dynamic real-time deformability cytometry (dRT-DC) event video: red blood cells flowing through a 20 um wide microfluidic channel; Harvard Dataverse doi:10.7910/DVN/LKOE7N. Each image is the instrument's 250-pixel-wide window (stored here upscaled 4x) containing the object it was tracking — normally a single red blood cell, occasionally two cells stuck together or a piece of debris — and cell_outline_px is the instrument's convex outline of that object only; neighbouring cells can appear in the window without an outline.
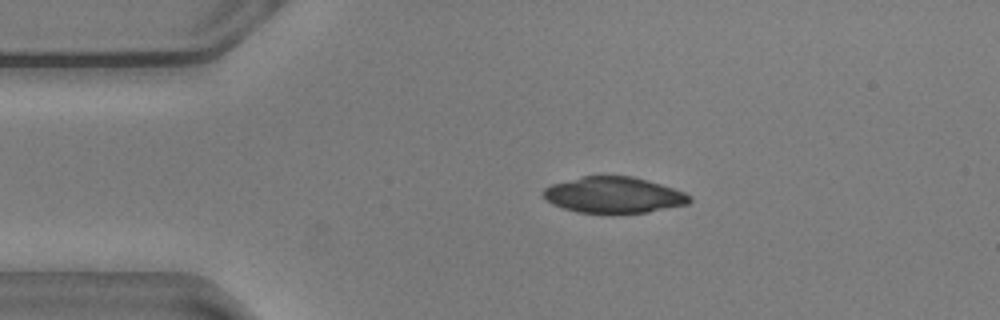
{"species": "common noctule bat (a hibernating species)", "species_latin": "Nyctalus noctula", "temperature_condition": "warm", "stored_images_in_passage": 12, "camera_frame_rate_fps": 3000, "um_per_image_px": 0.085, "animal": {"sex": "male", "body_mass_g": 20.5, "forearm_length_mm": 52.5}, "frame": {"image": 1, "passage_image": 1, "time_ms": 0.0, "image_size_px": [1000, 320], "cell_outline_px": [[692, 200], [688, 204], [648, 212], [576, 212], [552, 204], [544, 196], [544, 188], [552, 184], [584, 176], [632, 176], [648, 180], [684, 192], [692, 196]], "centroid_in_image_um": [52.2, 16.57], "position_along_channel_um": 32.8, "area_um2": 30.29}}